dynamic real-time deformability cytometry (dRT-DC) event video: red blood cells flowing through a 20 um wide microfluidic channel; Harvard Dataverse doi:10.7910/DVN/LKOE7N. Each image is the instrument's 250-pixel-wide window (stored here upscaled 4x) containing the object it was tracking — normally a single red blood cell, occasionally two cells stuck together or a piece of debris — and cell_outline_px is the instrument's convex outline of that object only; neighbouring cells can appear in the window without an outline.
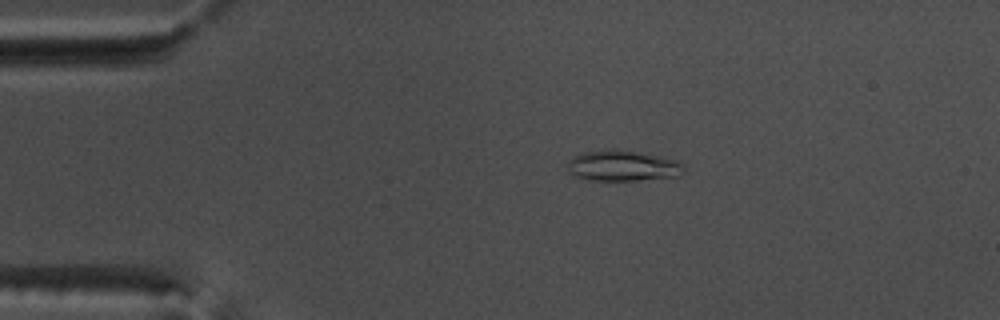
{"species": "common noctule bat (a hibernating species)", "species_latin": "Nyctalus noctula", "temperature_condition": "warm", "stored_images_in_passage": 45, "camera_frame_rate_fps": 3000, "um_per_image_px": 0.085, "animal": {"sex": "male", "body_mass_g": 17.5, "forearm_length_mm": 52.3}, "frame": {"image": 1, "passage_image": 2, "time_ms": 0.333, "image_size_px": [1000, 320], "cell_outline_px": [[684, 172], [680, 176], [640, 180], [592, 180], [576, 176], [568, 172], [568, 164], [572, 156], [584, 152], [608, 148], [636, 152], [656, 156], [672, 160], [684, 164]], "centroid_in_image_um": [52.91, 14.09], "position_along_channel_um": 32.1, "area_um2": 20.63}}
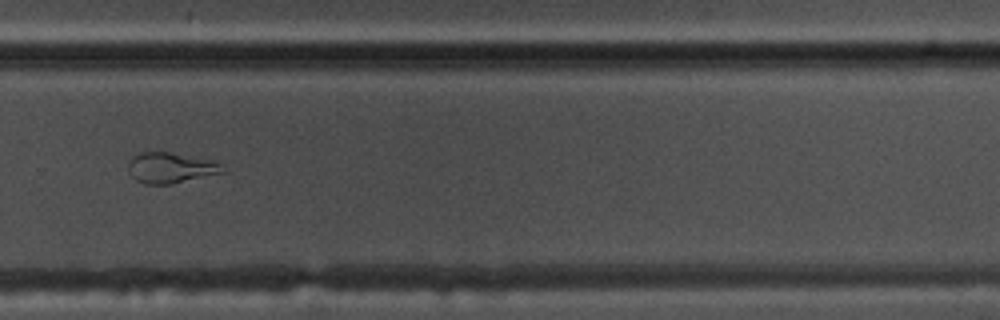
{"frame": {"image": 2, "passage_image": 28, "time_ms": 9.0, "image_size_px": [1000, 320], "cell_outline_px": [[228, 172], [172, 184], [144, 184], [136, 180], [128, 172], [128, 160], [132, 156], [140, 152], [168, 152], [212, 160], [224, 164]], "centroid_in_image_um": [14.55, 14.27], "position_along_channel_um": 315.3, "area_um2": 17.22}}
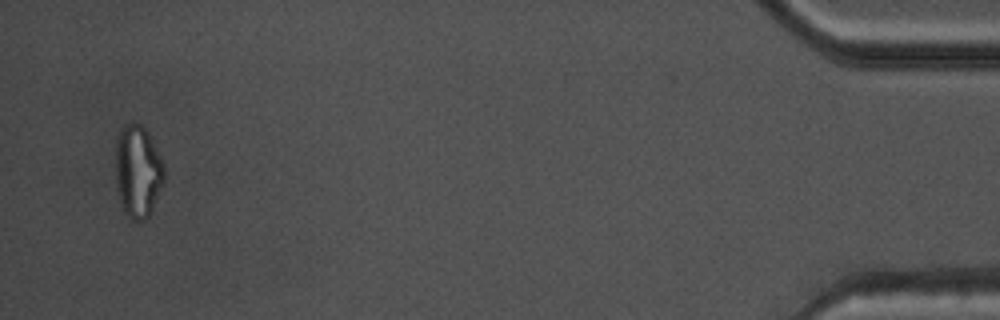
{"frame": {"image": 3, "passage_image": 43, "time_ms": 14.0, "image_size_px": [1000, 320], "cell_outline_px": [[164, 180], [152, 208], [148, 216], [144, 220], [132, 220], [124, 212], [120, 204], [116, 188], [116, 140], [120, 128], [124, 124], [140, 124], [148, 132], [164, 164]], "centroid_in_image_um": [11.69, 14.56], "position_along_channel_um": 423.5, "area_um2": 26.13}, "authors_computed_cell_mechanics": {"area_um2": 17.4556, "velocity_mm_per_s": 3.823, "shape_relaxation_time_tau1_ms": null, "shape_relaxation_time_tau2_ms": 1.2231, "deformation_change_tau1": null, "deformation_change_tau2": 0.0699}}